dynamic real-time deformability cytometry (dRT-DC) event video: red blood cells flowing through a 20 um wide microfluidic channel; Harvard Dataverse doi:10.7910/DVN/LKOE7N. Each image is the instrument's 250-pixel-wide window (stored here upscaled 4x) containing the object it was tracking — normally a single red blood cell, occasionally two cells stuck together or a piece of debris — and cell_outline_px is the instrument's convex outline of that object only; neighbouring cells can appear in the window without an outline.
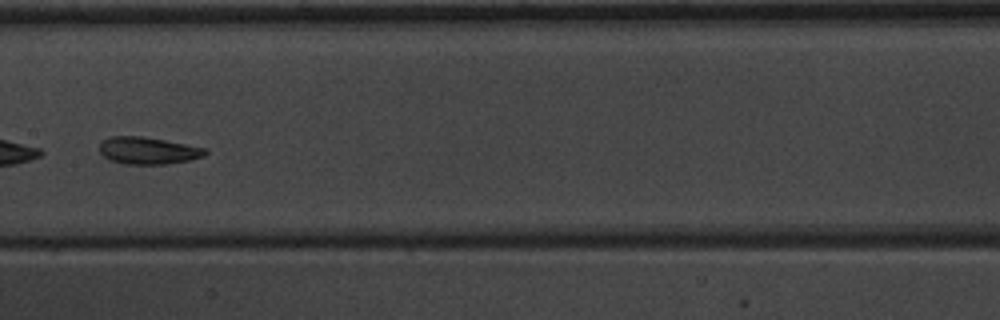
{"species": "common noctule bat (a hibernating species)", "species_latin": "Nyctalus noctula", "temperature_condition": "warm", "stored_images_in_passage": 50, "segment_of_instrument_passage": [2, 2], "camera_frame_rate_fps": 3000, "um_per_image_px": 0.085, "animal": {"sex": "male", "body_mass_g": 20.1, "forearm_length_mm": 53.5}, "frame": {"image": 1, "passage_image": 27, "time_ms": 8.667, "image_size_px": [1000, 320], "cell_outline_px": [[208, 152], [204, 156], [192, 160], [168, 164], [124, 164], [108, 160], [100, 152], [100, 140], [112, 136], [140, 136], [164, 140], [208, 148]], "centroid_in_image_um": [12.6, 12.81], "position_along_channel_um": 194.8, "area_um2": 16.94}}
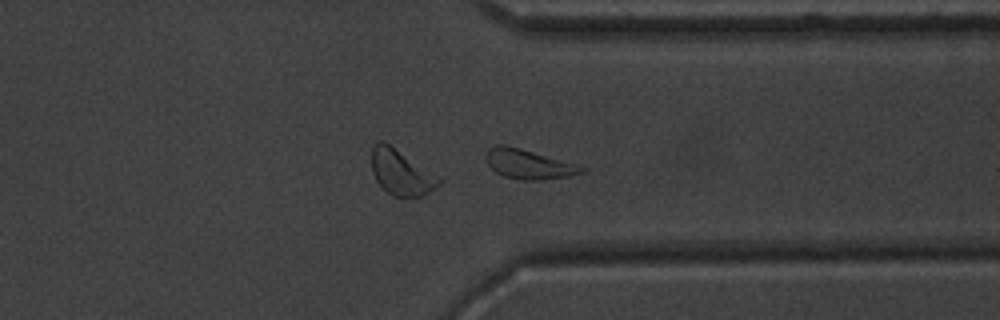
{"frame": {"image": 2, "passage_image": 40, "time_ms": 13.0, "image_size_px": [1000, 320], "cell_outline_px": [[588, 168], [584, 172], [568, 176], [544, 180], [524, 180], [504, 176], [496, 172], [488, 164], [488, 148], [496, 144], [504, 144], [520, 148], [576, 164]], "centroid_in_image_um": [44.96, 13.95], "position_along_channel_um": 366.4, "area_um2": 16.24}}